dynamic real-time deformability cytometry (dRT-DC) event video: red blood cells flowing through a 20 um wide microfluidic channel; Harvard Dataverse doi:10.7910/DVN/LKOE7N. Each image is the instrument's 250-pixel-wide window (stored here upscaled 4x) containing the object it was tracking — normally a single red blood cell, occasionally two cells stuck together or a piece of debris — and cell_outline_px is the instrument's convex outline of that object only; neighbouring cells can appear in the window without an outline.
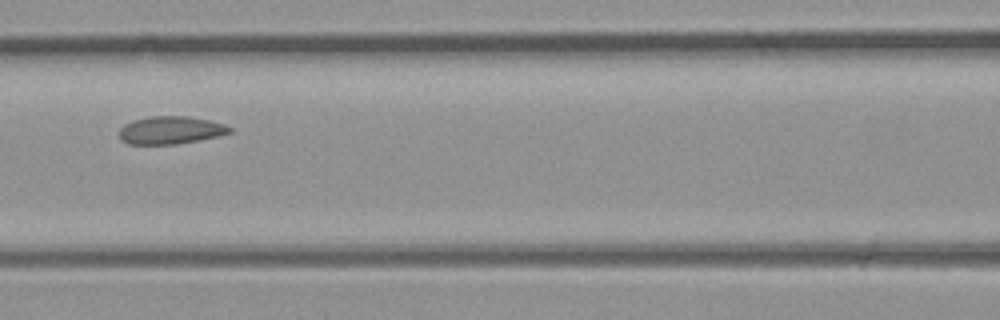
{"species": "common noctule bat (a hibernating species)", "species_latin": "Nyctalus noctula", "temperature_condition": "room temperature", "stored_images_in_passage": 5, "camera_frame_rate_fps": 3000, "um_per_image_px": 0.085, "animal": {"sex": "male", "body_mass_g": 23.1, "forearm_length_mm": 52.7}, "frame": {"image": 1, "passage_image": 5, "time_ms": 1.333, "image_size_px": [1000, 320], "cell_outline_px": [[232, 132], [220, 136], [176, 144], [128, 144], [120, 140], [120, 128], [124, 124], [132, 120], [148, 116], [188, 116], [208, 120], [224, 124], [232, 128]], "centroid_in_image_um": [14.49, 11.06], "position_along_channel_um": 152.1, "area_um2": 17.98}}